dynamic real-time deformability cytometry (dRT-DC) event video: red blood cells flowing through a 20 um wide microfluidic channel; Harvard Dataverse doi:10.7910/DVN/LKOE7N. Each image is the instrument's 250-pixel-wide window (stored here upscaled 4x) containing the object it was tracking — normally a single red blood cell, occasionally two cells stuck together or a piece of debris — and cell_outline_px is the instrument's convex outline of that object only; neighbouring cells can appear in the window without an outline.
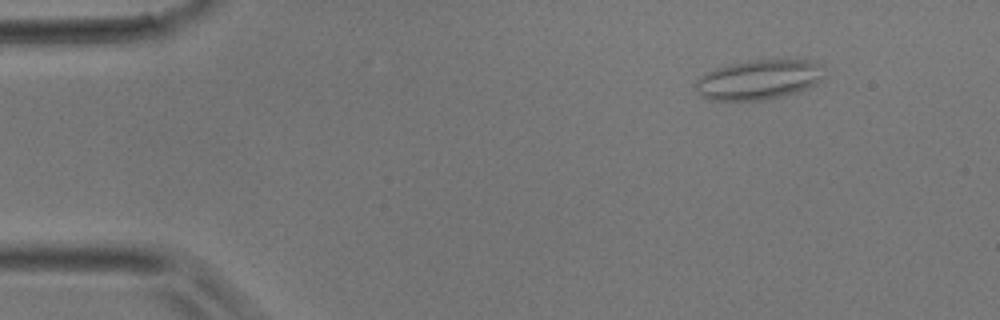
{"species": "common noctule bat (a hibernating species)", "species_latin": "Nyctalus noctula", "temperature_condition": "room temperature", "stored_images_in_passage": 5, "camera_frame_rate_fps": 3000, "um_per_image_px": 0.085, "animal": {"sex": "male", "body_mass_g": 17.9}, "frame": {"image": 1, "passage_image": 5, "time_ms": 1.333, "image_size_px": [1000, 320], "cell_outline_px": [[828, 76], [816, 84], [796, 92], [784, 96], [764, 100], [712, 100], [704, 96], [692, 84], [700, 76], [716, 68], [732, 64], [756, 60], [812, 60]], "centroid_in_image_um": [64.52, 6.78], "position_along_channel_um": 20.5, "area_um2": 29.54}}